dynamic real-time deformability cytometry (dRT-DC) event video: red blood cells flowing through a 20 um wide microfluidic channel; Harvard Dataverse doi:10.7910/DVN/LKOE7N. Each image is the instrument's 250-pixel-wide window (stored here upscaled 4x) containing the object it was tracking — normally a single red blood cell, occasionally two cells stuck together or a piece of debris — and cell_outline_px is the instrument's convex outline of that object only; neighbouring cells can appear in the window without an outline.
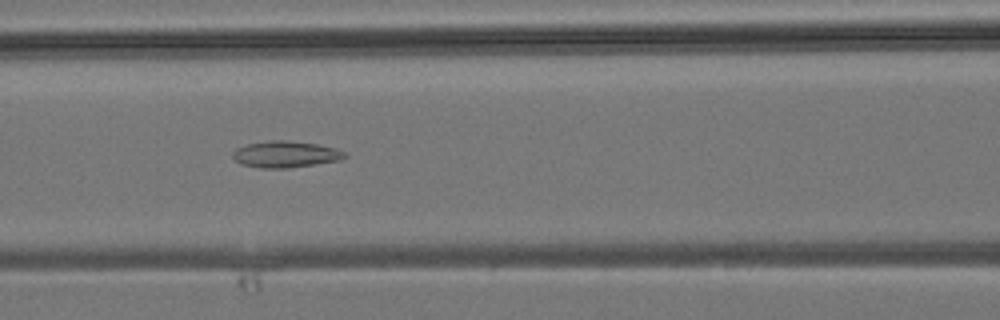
{"species": "common noctule bat (a hibernating species)", "species_latin": "Nyctalus noctula", "temperature_condition": "room temperature", "stored_images_in_passage": 29, "camera_frame_rate_fps": 3000, "um_per_image_px": 0.085, "animal": {"sex": "male", "body_mass_g": 19.2, "forearm_length_mm": 51.8}, "frame": {"image": 1, "passage_image": 5, "time_ms": 1.333, "image_size_px": [1000, 320], "cell_outline_px": [[348, 156], [340, 160], [316, 164], [288, 168], [260, 168], [240, 164], [232, 156], [232, 152], [236, 148], [248, 144], [268, 140], [284, 140], [316, 144], [336, 148], [348, 152]], "centroid_in_image_um": [24.29, 13.12], "position_along_channel_um": 142.3, "area_um2": 17.4}}
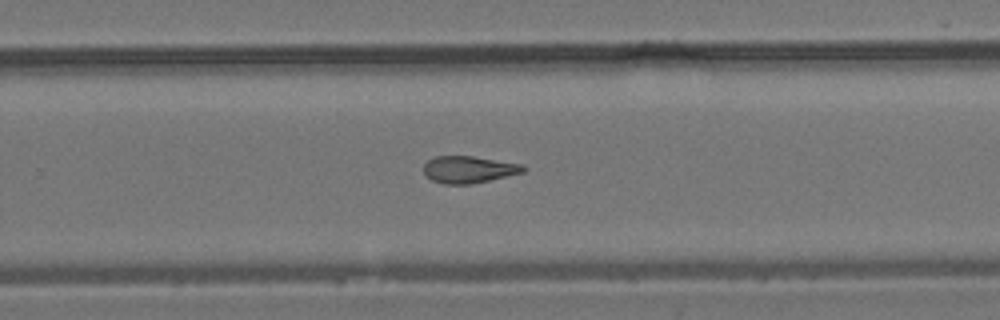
{"frame": {"image": 2, "passage_image": 14, "time_ms": 4.333, "image_size_px": [1000, 320], "cell_outline_px": [[528, 168], [524, 172], [472, 184], [444, 184], [432, 180], [424, 172], [424, 164], [432, 156], [472, 156], [524, 164]], "centroid_in_image_um": [39.87, 14.4], "position_along_channel_um": 289.9, "area_um2": 15.72}}
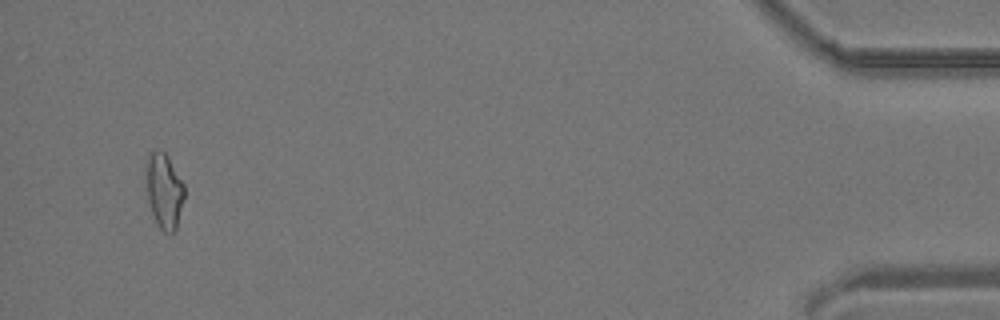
{"frame": {"image": 3, "passage_image": 27, "time_ms": 8.667, "image_size_px": [1000, 320], "cell_outline_px": [[184, 196], [176, 228], [172, 232], [164, 232], [160, 228], [152, 212], [148, 200], [144, 176], [144, 168], [148, 152], [152, 148], [164, 152], [168, 156], [184, 184]], "centroid_in_image_um": [13.9, 16.12], "position_along_channel_um": 421.3, "area_um2": 16.99}}